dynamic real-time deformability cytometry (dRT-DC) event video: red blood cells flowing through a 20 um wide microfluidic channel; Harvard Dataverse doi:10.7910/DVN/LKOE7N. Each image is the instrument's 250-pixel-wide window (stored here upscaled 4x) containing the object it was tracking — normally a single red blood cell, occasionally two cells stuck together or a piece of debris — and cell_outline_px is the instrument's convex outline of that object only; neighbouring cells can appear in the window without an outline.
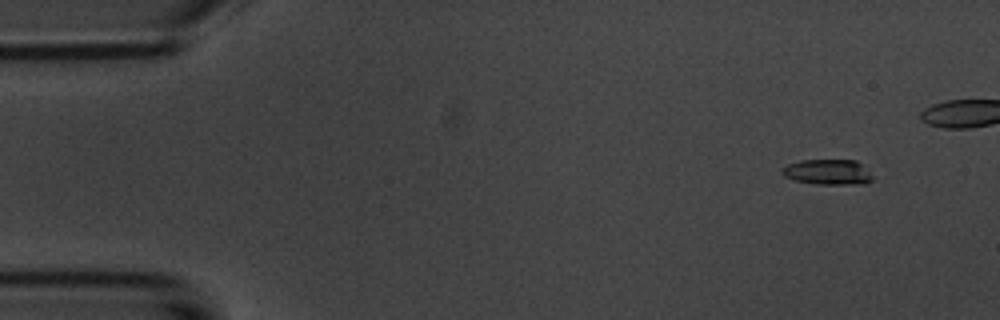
{"species": "common noctule bat (a hibernating species)", "species_latin": "Nyctalus noctula", "temperature_condition": "room temperature", "stored_images_in_passage": 6, "camera_frame_rate_fps": 3000, "um_per_image_px": 0.085, "animal": {"sex": "male", "body_mass_g": 20.1, "forearm_length_mm": 53.5}, "frame": {"image": 1, "passage_image": 2, "time_ms": 1.0, "image_size_px": [1000, 320], "cell_outline_px": [[872, 180], [864, 184], [816, 184], [796, 180], [784, 176], [780, 172], [780, 168], [788, 164], [800, 160], [856, 160], [872, 176]], "centroid_in_image_um": [70.32, 14.62], "position_along_channel_um": 14.7, "area_um2": 13.29}}